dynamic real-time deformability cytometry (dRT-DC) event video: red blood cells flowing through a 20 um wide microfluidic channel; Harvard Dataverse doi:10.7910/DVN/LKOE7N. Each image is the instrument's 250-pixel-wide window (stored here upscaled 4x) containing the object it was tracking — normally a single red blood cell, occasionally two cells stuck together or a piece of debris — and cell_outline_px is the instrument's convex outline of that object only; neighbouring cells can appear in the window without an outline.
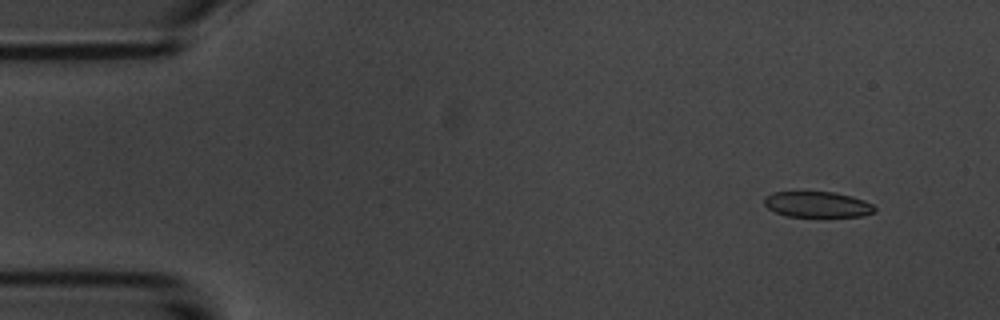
{"species": "common noctule bat (a hibernating species)", "species_latin": "Nyctalus noctula", "temperature_condition": "room temperature", "stored_images_in_passage": 5, "camera_frame_rate_fps": 3000, "um_per_image_px": 0.085, "animal": {"sex": "male", "body_mass_g": 20.1, "forearm_length_mm": 53.5}, "frame": {"image": 1, "passage_image": 1, "time_ms": 0.0, "image_size_px": [1000, 320], "cell_outline_px": [[876, 212], [860, 216], [788, 216], [776, 212], [768, 208], [764, 204], [764, 196], [772, 192], [836, 192], [852, 196], [864, 200], [872, 204], [876, 208]], "centroid_in_image_um": [69.48, 17.37], "position_along_channel_um": 15.5, "area_um2": 16.53}}
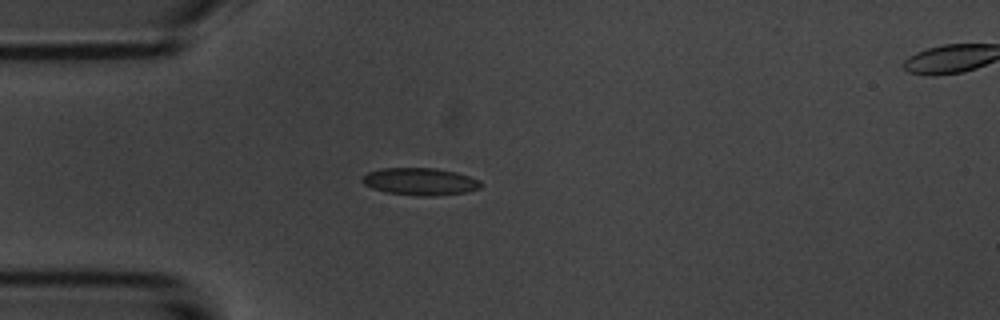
{"frame": {"image": 2, "passage_image": 4, "time_ms": 3.333, "image_size_px": [1000, 320], "cell_outline_px": [[484, 184], [480, 188], [468, 192], [432, 196], [416, 196], [388, 192], [372, 188], [364, 184], [360, 180], [368, 172], [380, 168], [436, 168], [456, 172], [480, 180]], "centroid_in_image_um": [35.74, 15.43], "position_along_channel_um": 49.3, "area_um2": 18.96}}